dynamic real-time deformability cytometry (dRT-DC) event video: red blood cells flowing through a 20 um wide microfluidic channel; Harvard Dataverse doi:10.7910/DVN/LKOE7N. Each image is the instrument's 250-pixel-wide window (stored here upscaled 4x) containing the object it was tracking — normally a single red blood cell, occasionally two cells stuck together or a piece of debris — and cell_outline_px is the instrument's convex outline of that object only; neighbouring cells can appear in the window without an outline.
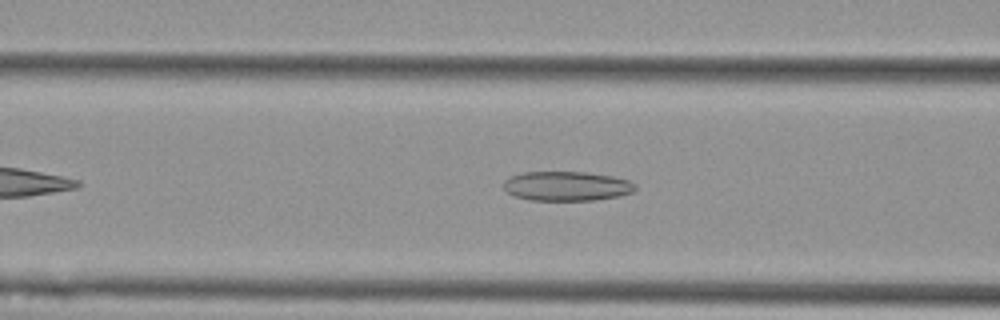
{"species": "Egyptian fruit bat (a non-hibernating species)", "species_latin": "Rousettus aegyptiacus", "temperature_condition": "cold", "stored_images_in_passage": 45, "camera_frame_rate_fps": 3000, "um_per_image_px": 0.085, "animal": {"sex": "female"}, "frame": {"image": 1, "passage_image": 11, "time_ms": 3.333, "image_size_px": [1000, 320], "cell_outline_px": [[636, 188], [632, 192], [620, 196], [596, 200], [528, 200], [516, 196], [508, 192], [504, 188], [504, 180], [512, 176], [524, 172], [584, 172], [612, 176], [628, 180], [636, 184]], "centroid_in_image_um": [48.19, 15.82], "position_along_channel_um": 118.4, "area_um2": 22.54}}
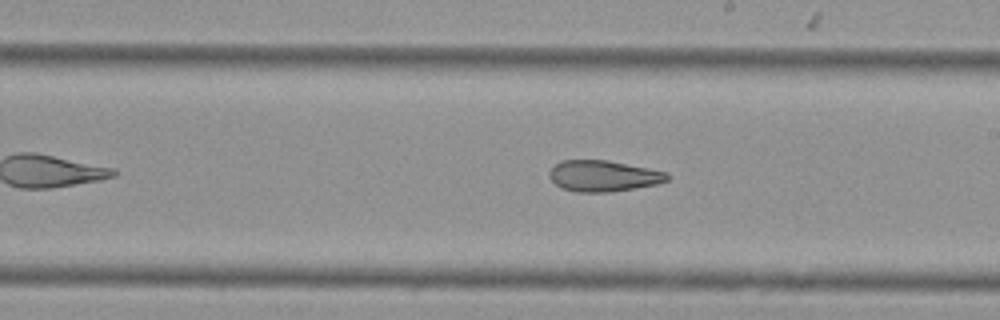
{"frame": {"image": 2, "passage_image": 21, "time_ms": 6.667, "image_size_px": [1000, 320], "cell_outline_px": [[672, 176], [668, 180], [660, 184], [608, 192], [576, 192], [564, 188], [556, 184], [548, 176], [548, 172], [560, 160], [608, 160], [668, 172]], "centroid_in_image_um": [51.33, 14.95], "position_along_channel_um": 237.7, "area_um2": 21.44}}
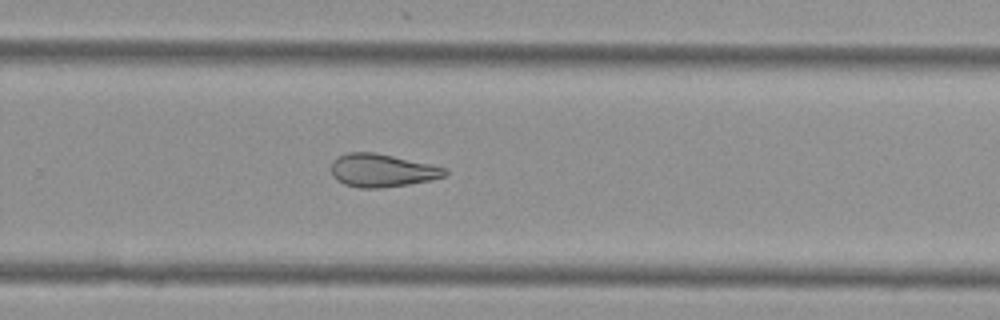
{"frame": {"image": 3, "passage_image": 26, "time_ms": 8.333, "image_size_px": [1000, 320], "cell_outline_px": [[448, 172], [444, 176], [432, 180], [408, 184], [380, 188], [360, 188], [344, 184], [336, 180], [332, 176], [332, 160], [348, 152], [372, 152], [392, 156], [448, 168]], "centroid_in_image_um": [32.46, 14.49], "position_along_channel_um": 297.3, "area_um2": 21.79}, "authors_computed_cell_mechanics": {"area_um2": 23.3512, "velocity_mm_per_s": 3.5863, "shape_relaxation_time_tau1_ms": null, "shape_relaxation_time_tau2_ms": 5.629, "deformation_change_tau1": null, "deformation_change_tau2": 0.1531}}